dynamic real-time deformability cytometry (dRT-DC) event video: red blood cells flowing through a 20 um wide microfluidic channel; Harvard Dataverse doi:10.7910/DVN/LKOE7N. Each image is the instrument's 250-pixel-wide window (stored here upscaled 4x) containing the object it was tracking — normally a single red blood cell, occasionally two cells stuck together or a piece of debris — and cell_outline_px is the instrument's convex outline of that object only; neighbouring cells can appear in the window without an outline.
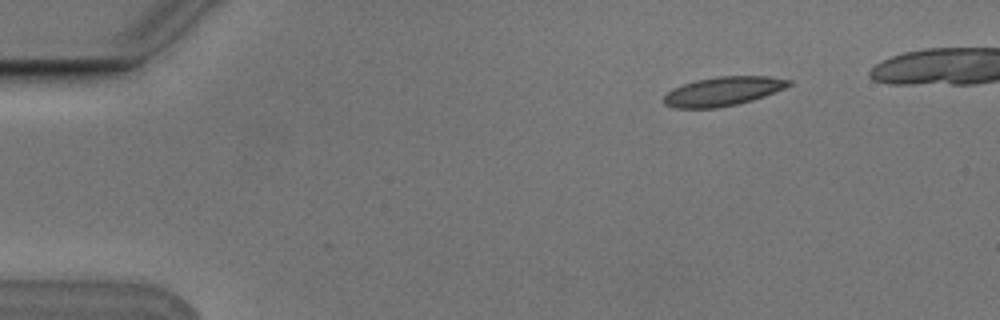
{"species": "Egyptian fruit bat (a non-hibernating species)", "species_latin": "Rousettus aegyptiacus", "temperature_condition": "cold", "stored_images_in_passage": 5, "camera_frame_rate_fps": 3000, "um_per_image_px": 0.085, "animal": {"sex": "male"}, "frame": {"image": 1, "passage_image": 2, "time_ms": 0.333, "image_size_px": [1000, 320], "cell_outline_px": [[792, 84], [784, 88], [764, 96], [752, 100], [736, 104], [716, 108], [676, 108], [664, 104], [664, 96], [672, 88], [696, 80], [716, 76], [768, 76], [792, 80]], "centroid_in_image_um": [61.45, 7.75], "position_along_channel_um": 23.5, "area_um2": 21.04}}